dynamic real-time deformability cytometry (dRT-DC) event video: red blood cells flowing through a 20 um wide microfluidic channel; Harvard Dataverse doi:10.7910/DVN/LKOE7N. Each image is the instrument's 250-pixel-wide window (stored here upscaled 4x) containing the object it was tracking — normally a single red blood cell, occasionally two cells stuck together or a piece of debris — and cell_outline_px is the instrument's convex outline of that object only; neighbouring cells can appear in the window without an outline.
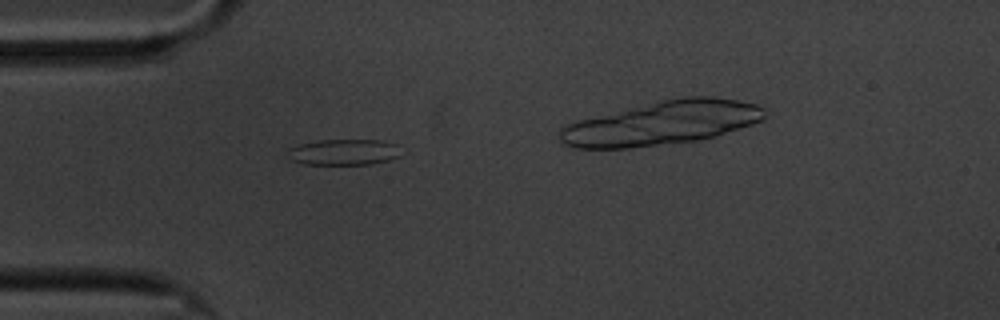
{"species": "common noctule bat (a hibernating species)", "species_latin": "Nyctalus noctula", "temperature_condition": "cold", "stored_images_in_passage": 38, "camera_frame_rate_fps": 3000, "um_per_image_px": 0.085, "animal": {"sex": "male", "body_mass_g": 20.1, "forearm_length_mm": 53.5}, "frame": {"image": 1, "passage_image": 11, "time_ms": 3.333, "image_size_px": [1000, 320], "cell_outline_px": [[400, 156], [388, 160], [372, 164], [304, 164], [288, 160], [288, 148], [300, 144], [320, 140], [384, 140], [396, 144]], "centroid_in_image_um": [29.19, 12.93], "position_along_channel_um": 55.8, "area_um2": 17.17}}
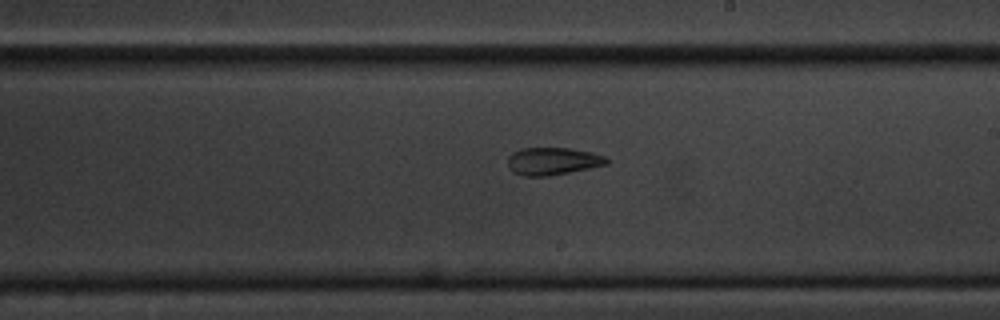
{"frame": {"image": 2, "passage_image": 28, "time_ms": 9.0, "image_size_px": [1000, 320], "cell_outline_px": [[608, 164], [548, 176], [524, 176], [512, 172], [508, 168], [508, 156], [512, 152], [520, 148], [568, 148], [592, 152], [604, 156], [608, 160]], "centroid_in_image_um": [46.93, 13.69], "position_along_channel_um": 242.1, "area_um2": 15.84}}
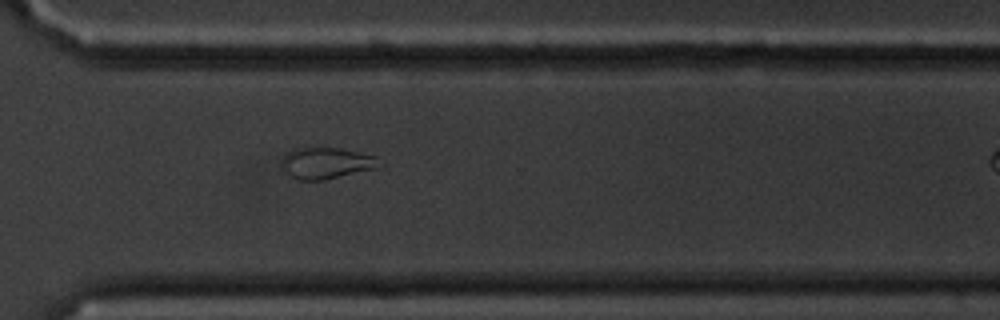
{"frame": {"image": 3, "passage_image": 37, "time_ms": 12.0, "image_size_px": [1000, 320], "cell_outline_px": [[388, 164], [384, 168], [324, 180], [300, 180], [292, 176], [280, 168], [284, 156], [288, 152], [296, 148], [336, 148], [376, 156]], "centroid_in_image_um": [27.88, 13.89], "position_along_channel_um": 342.7, "area_um2": 18.26}}